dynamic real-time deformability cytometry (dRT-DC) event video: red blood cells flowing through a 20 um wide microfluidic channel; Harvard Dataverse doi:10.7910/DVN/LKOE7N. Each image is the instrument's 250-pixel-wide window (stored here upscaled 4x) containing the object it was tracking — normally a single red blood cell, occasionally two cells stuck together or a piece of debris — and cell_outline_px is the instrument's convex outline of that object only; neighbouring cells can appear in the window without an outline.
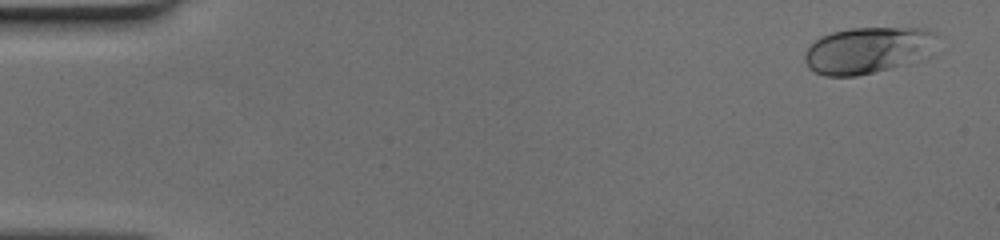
{"species": "human", "species_latin": "Homo sapiens", "temperature_condition": "cold", "stored_images_in_passage": 51, "camera_frame_rate_fps": 3000, "um_per_image_px": 0.085, "donor": {"sex": "female"}, "frame": {"image": 1, "passage_image": 3, "time_ms": 0.667, "image_size_px": [1000, 240], "cell_outline_px": [[940, 36], [900, 64], [888, 68], [856, 76], [824, 76], [808, 68], [804, 60], [804, 56], [808, 48], [820, 36], [832, 32], [848, 28], [924, 28], [936, 32]], "centroid_in_image_um": [73.54, 4.24], "position_along_channel_um": 11.5, "area_um2": 34.04}}
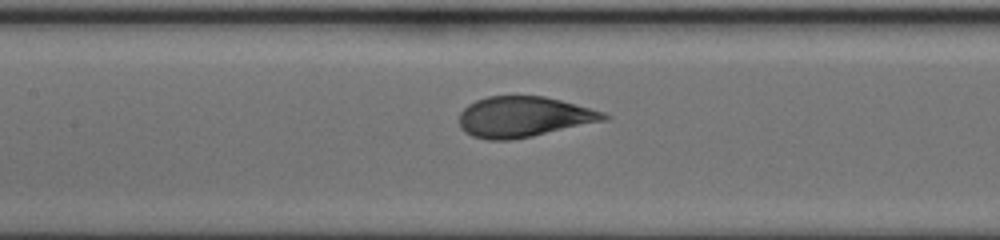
{"frame": {"image": 2, "passage_image": 25, "time_ms": 8.0, "image_size_px": [1000, 240], "cell_outline_px": [[612, 116], [608, 120], [532, 136], [512, 140], [488, 140], [472, 136], [464, 132], [460, 128], [460, 112], [468, 104], [476, 100], [488, 96], [544, 96], [560, 100], [604, 112]], "centroid_in_image_um": [44.51, 9.94], "position_along_channel_um": 162.9, "area_um2": 34.28}}
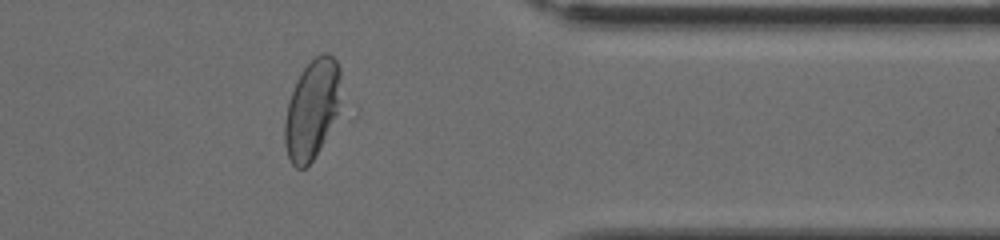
{"frame": {"image": 3, "passage_image": 42, "time_ms": 13.667, "image_size_px": [1000, 240], "cell_outline_px": [[340, 76], [336, 112], [312, 160], [304, 168], [296, 168], [292, 164], [288, 156], [284, 144], [284, 120], [288, 100], [296, 80], [300, 72], [316, 56], [324, 52], [328, 52], [336, 60], [340, 68]], "centroid_in_image_um": [26.45, 9.24], "position_along_channel_um": 385.0, "area_um2": 31.56}}